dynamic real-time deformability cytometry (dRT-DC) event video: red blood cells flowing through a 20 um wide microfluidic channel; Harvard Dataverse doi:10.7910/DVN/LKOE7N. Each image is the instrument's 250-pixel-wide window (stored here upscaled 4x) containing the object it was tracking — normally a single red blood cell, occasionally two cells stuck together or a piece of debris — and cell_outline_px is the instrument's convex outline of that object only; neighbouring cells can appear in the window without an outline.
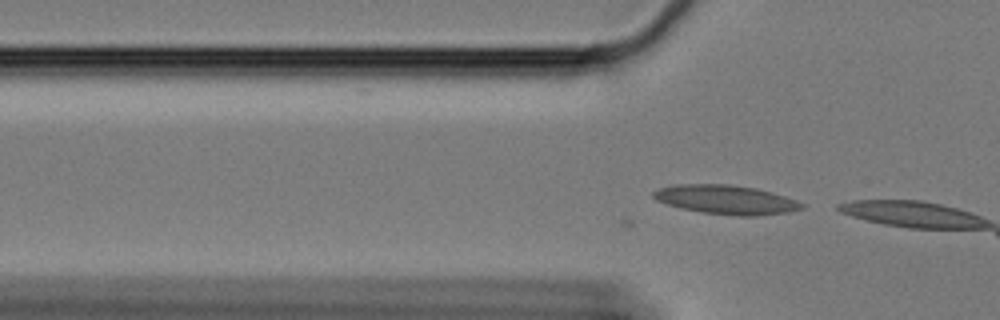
{"species": "Egyptian fruit bat (a non-hibernating species)", "species_latin": "Rousettus aegyptiacus", "temperature_condition": "cold", "stored_images_in_passage": 4, "camera_frame_rate_fps": 3000, "um_per_image_px": 0.085, "animal": {"sex": "female"}, "frame": {"image": 1, "passage_image": 4, "time_ms": 1.0, "image_size_px": [1000, 320], "cell_outline_px": [[804, 208], [788, 212], [756, 216], [736, 216], [700, 212], [680, 208], [656, 200], [652, 196], [652, 192], [660, 188], [672, 184], [728, 184], [756, 188], [772, 192], [796, 200], [804, 204]], "centroid_in_image_um": [61.7, 16.97], "position_along_channel_um": 64.1, "area_um2": 25.26}}